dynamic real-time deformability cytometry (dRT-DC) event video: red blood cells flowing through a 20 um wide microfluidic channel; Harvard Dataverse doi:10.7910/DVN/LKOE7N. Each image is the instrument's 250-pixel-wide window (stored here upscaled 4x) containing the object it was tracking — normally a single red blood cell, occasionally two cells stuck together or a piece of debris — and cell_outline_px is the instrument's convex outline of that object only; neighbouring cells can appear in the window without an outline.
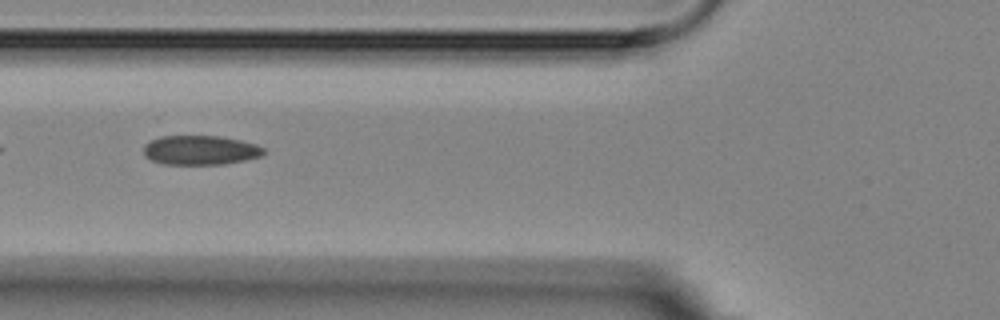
{"species": "Egyptian fruit bat (a non-hibernating species)", "species_latin": "Rousettus aegyptiacus", "temperature_condition": "room temperature", "stored_images_in_passage": 13, "camera_frame_rate_fps": 3000, "um_per_image_px": 0.085, "animal": {"sex": "female"}, "frame": {"image": 1, "passage_image": 3, "time_ms": 2.333, "image_size_px": [1000, 320], "cell_outline_px": [[264, 152], [260, 156], [244, 160], [224, 164], [164, 164], [152, 160], [144, 156], [144, 144], [160, 136], [220, 136], [240, 140], [256, 144], [264, 148]], "centroid_in_image_um": [17.01, 12.76], "position_along_channel_um": 108.8, "area_um2": 20.46}}
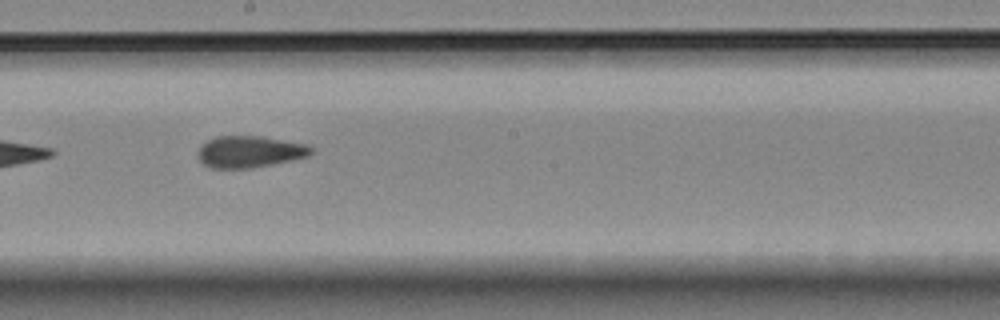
{"frame": {"image": 2, "passage_image": 6, "time_ms": 5.667, "image_size_px": [1000, 320], "cell_outline_px": [[312, 152], [308, 156], [292, 160], [252, 168], [212, 168], [204, 164], [196, 156], [196, 152], [208, 140], [216, 136], [260, 136], [308, 144], [312, 148]], "centroid_in_image_um": [21.21, 12.89], "position_along_channel_um": 227.0, "area_um2": 20.87}}
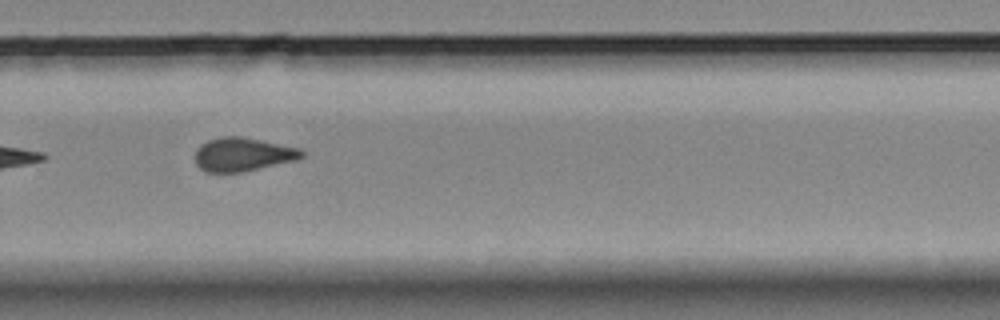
{"frame": {"image": 3, "passage_image": 8, "time_ms": 8.0, "image_size_px": [1000, 320], "cell_outline_px": [[304, 156], [296, 160], [244, 172], [204, 172], [196, 164], [196, 148], [200, 144], [208, 140], [224, 136], [240, 136], [300, 148], [304, 152]], "centroid_in_image_um": [20.63, 13.13], "position_along_channel_um": 309.2, "area_um2": 20.92}}